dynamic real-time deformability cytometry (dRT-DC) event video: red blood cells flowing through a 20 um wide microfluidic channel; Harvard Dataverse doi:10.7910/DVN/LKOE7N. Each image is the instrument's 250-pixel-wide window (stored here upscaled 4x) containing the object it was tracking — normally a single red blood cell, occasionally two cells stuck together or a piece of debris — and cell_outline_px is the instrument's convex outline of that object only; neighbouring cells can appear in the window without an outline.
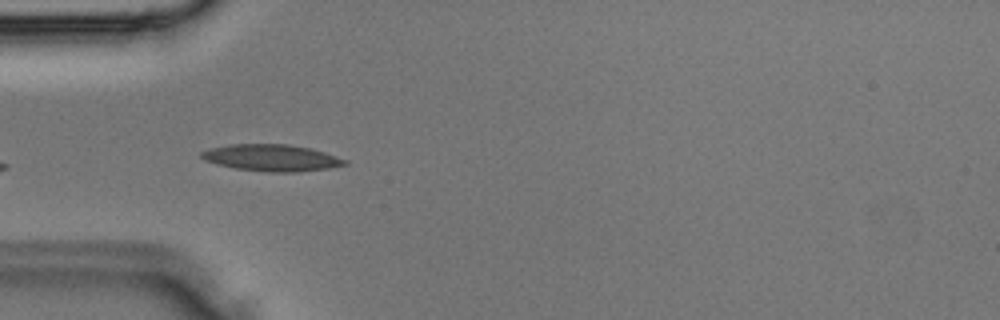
{"species": "Egyptian fruit bat (a non-hibernating species)", "species_latin": "Rousettus aegyptiacus", "temperature_condition": "room temperature", "stored_images_in_passage": 25, "camera_frame_rate_fps": 3000, "um_per_image_px": 0.085, "animal": {"sex": "male"}, "frame": {"image": 1, "passage_image": 1, "time_ms": 0.0, "image_size_px": [1000, 320], "cell_outline_px": [[348, 164], [328, 168], [296, 172], [272, 172], [236, 168], [216, 164], [204, 160], [200, 156], [200, 152], [208, 148], [232, 144], [288, 144], [312, 148], [348, 160]], "centroid_in_image_um": [23.08, 13.4], "position_along_channel_um": 61.9, "area_um2": 22.31}}
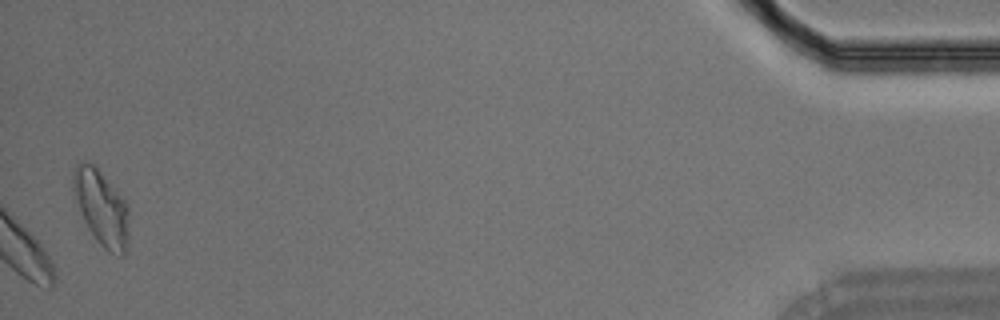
{"frame": {"image": 2, "passage_image": 25, "time_ms": 8.0, "image_size_px": [1000, 320], "cell_outline_px": [[128, 236], [124, 256], [120, 256], [108, 252], [96, 240], [88, 228], [84, 220], [72, 188], [72, 172], [76, 164], [84, 160], [92, 164], [96, 168], [128, 204]], "centroid_in_image_um": [8.61, 17.67], "position_along_channel_um": 426.6, "area_um2": 24.16}}